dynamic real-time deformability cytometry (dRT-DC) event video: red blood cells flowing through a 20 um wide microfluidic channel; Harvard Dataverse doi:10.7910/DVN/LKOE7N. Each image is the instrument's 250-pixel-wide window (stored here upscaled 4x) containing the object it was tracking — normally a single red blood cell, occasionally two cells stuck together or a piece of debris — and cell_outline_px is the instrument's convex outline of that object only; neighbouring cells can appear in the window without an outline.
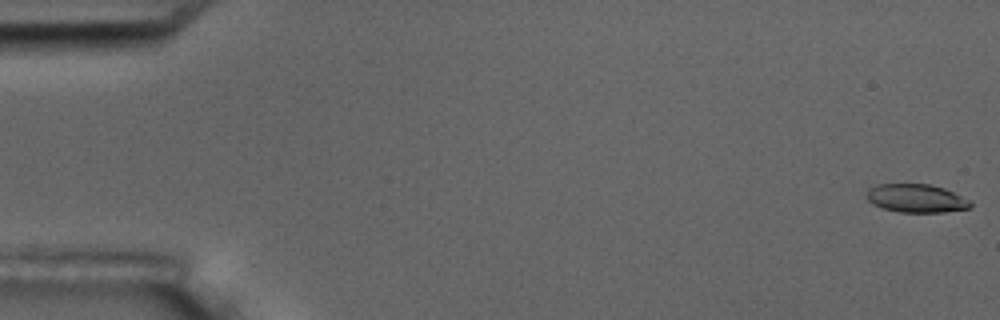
{"species": "common noctule bat (a hibernating species)", "species_latin": "Nyctalus noctula", "temperature_condition": "room temperature", "stored_images_in_passage": 5, "camera_frame_rate_fps": 3000, "um_per_image_px": 0.085, "animal": {"sex": "male", "body_mass_g": 17.5, "forearm_length_mm": 52.3}, "frame": {"image": 1, "passage_image": 1, "time_ms": 0.0, "image_size_px": [1000, 320], "cell_outline_px": [[972, 204], [968, 208], [944, 212], [900, 212], [880, 208], [872, 204], [864, 196], [868, 188], [876, 184], [928, 184], [944, 188], [972, 200]], "centroid_in_image_um": [77.84, 16.85], "position_along_channel_um": 7.2, "area_um2": 17.4}}
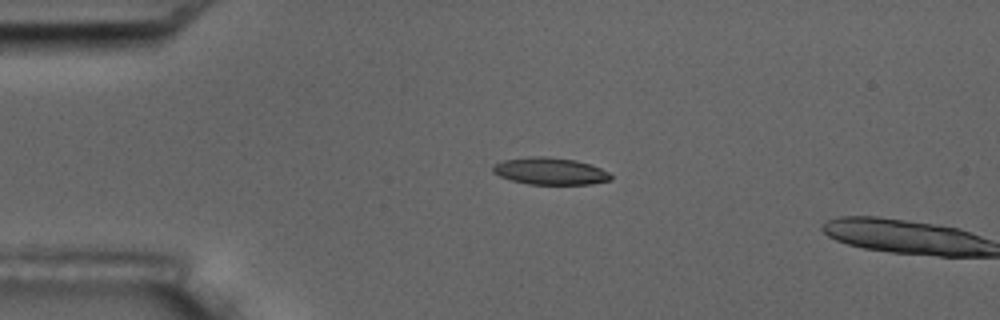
{"frame": {"image": 2, "passage_image": 4, "time_ms": 4.0, "image_size_px": [1000, 320], "cell_outline_px": [[612, 180], [592, 184], [528, 184], [512, 180], [500, 176], [492, 172], [492, 164], [504, 160], [532, 156], [548, 156], [576, 160], [600, 168], [608, 172], [612, 176]], "centroid_in_image_um": [46.75, 14.54], "position_along_channel_um": 38.3, "area_um2": 18.61}}